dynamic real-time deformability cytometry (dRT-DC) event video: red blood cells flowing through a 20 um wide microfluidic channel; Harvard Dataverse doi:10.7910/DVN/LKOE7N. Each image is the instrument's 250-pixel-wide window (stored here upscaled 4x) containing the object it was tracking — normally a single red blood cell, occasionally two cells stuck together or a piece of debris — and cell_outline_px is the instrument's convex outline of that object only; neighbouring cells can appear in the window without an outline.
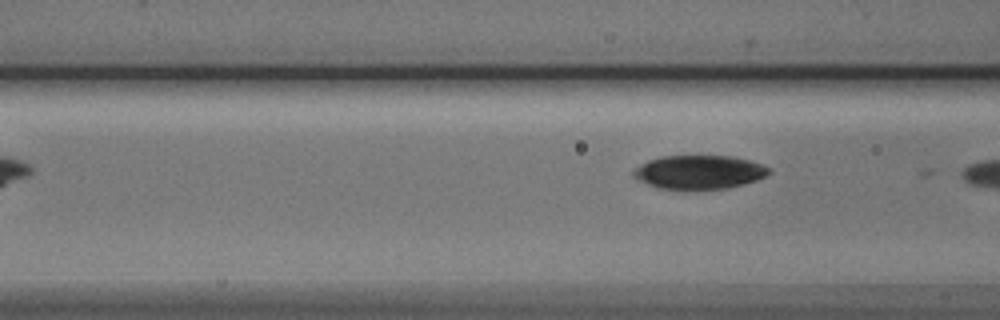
{"species": "Egyptian fruit bat (a non-hibernating species)", "species_latin": "Rousettus aegyptiacus", "temperature_condition": "cold", "stored_images_in_passage": 5, "camera_frame_rate_fps": 3000, "um_per_image_px": 0.085, "animal": {"sex": "male"}, "frame": {"image": 1, "passage_image": 5, "time_ms": 5.333, "image_size_px": [1000, 320], "cell_outline_px": [[772, 172], [756, 180], [744, 184], [728, 188], [660, 188], [636, 180], [632, 176], [632, 172], [636, 168], [648, 160], [660, 156], [732, 156], [748, 160], [772, 168]], "centroid_in_image_um": [59.43, 14.61], "position_along_channel_um": 107.2, "area_um2": 26.36}}